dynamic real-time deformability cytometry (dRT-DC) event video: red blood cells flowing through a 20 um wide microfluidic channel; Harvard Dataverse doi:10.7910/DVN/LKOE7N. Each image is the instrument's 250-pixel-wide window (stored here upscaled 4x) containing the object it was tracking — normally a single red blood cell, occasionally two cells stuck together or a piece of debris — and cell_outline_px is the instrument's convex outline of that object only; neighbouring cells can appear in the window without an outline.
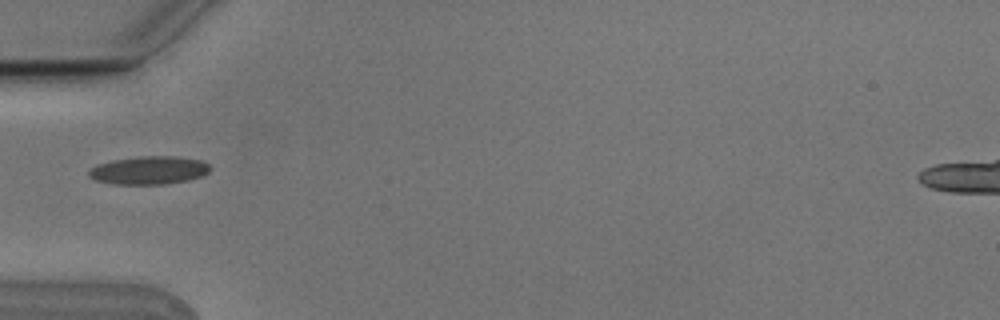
{"species": "Egyptian fruit bat (a non-hibernating species)", "species_latin": "Rousettus aegyptiacus", "temperature_condition": "cold", "stored_images_in_passage": 4, "camera_frame_rate_fps": 3000, "um_per_image_px": 0.085, "animal": {"sex": "male"}, "frame": {"image": 1, "passage_image": 3, "time_ms": 0.667, "image_size_px": [1000, 320], "cell_outline_px": [[212, 168], [204, 176], [188, 180], [164, 184], [112, 184], [96, 180], [88, 176], [88, 172], [96, 164], [112, 160], [136, 156], [172, 156], [200, 160], [208, 164]], "centroid_in_image_um": [12.66, 14.47], "position_along_channel_um": 72.3, "area_um2": 20.0}}